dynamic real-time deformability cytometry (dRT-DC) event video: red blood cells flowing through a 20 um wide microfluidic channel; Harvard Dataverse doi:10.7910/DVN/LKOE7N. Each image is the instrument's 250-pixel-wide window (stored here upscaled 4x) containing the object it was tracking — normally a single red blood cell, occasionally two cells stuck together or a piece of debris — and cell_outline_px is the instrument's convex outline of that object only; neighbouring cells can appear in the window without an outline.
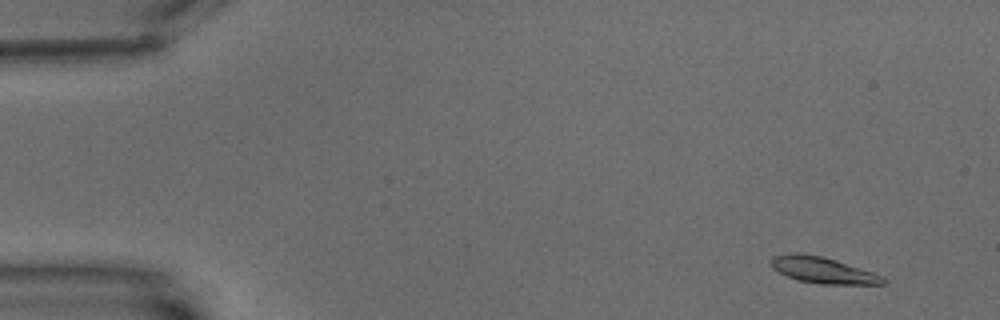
{"species": "common noctule bat (a hibernating species)", "species_latin": "Nyctalus noctula", "temperature_condition": "warm", "stored_images_in_passage": 11, "camera_frame_rate_fps": 3000, "um_per_image_px": 0.085, "animal": {"sex": "male", "body_mass_g": 15.6}, "frame": {"image": 1, "passage_image": 1, "time_ms": 0.0, "image_size_px": [1000, 320], "cell_outline_px": [[884, 284], [820, 284], [800, 280], [788, 276], [772, 268], [772, 256], [796, 252], [800, 252], [824, 256], [884, 276]], "centroid_in_image_um": [69.94, 22.95], "position_along_channel_um": 15.1, "area_um2": 16.94}}
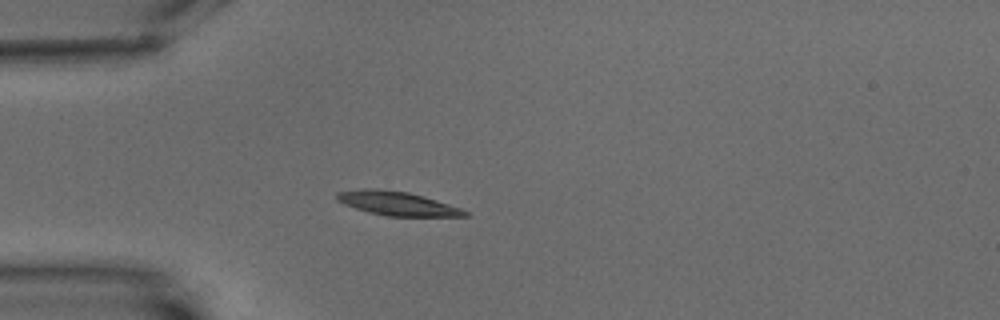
{"frame": {"image": 2, "passage_image": 4, "time_ms": 4.333, "image_size_px": [1000, 320], "cell_outline_px": [[472, 216], [388, 216], [368, 212], [344, 204], [336, 200], [336, 192], [360, 188], [376, 188], [408, 192], [424, 196], [460, 208], [468, 212]], "centroid_in_image_um": [33.73, 17.28], "position_along_channel_um": 51.3, "area_um2": 17.86}}
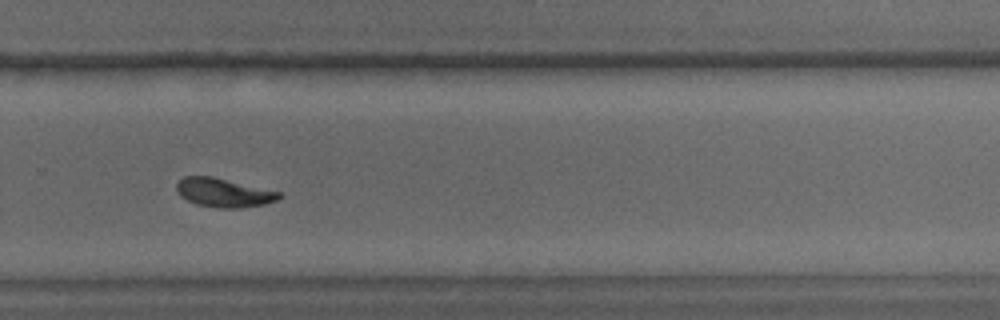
{"frame": {"image": 3, "passage_image": 11, "time_ms": 12.667, "image_size_px": [1000, 320], "cell_outline_px": [[284, 196], [276, 200], [264, 204], [244, 208], [216, 208], [196, 204], [180, 196], [176, 188], [176, 184], [184, 176], [212, 176], [280, 192]], "centroid_in_image_um": [19.01, 16.38], "position_along_channel_um": 310.8, "area_um2": 17.22}}